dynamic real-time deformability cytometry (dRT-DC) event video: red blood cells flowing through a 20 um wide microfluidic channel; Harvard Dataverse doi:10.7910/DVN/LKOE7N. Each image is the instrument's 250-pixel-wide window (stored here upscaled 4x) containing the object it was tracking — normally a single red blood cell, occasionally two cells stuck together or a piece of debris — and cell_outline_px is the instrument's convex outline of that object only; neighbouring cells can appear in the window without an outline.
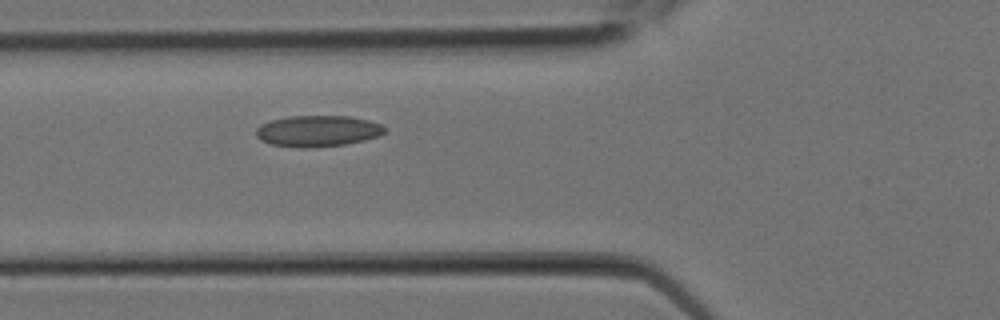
{"species": "Egyptian fruit bat (a non-hibernating species)", "species_latin": "Rousettus aegyptiacus", "temperature_condition": "room temperature", "stored_images_in_passage": 6, "camera_frame_rate_fps": 3000, "um_per_image_px": 0.085, "animal": {"sex": "female"}, "frame": {"image": 1, "passage_image": 6, "time_ms": 1.667, "image_size_px": [1000, 320], "cell_outline_px": [[384, 132], [380, 136], [364, 140], [344, 144], [308, 148], [300, 148], [272, 144], [260, 140], [256, 136], [256, 128], [260, 124], [272, 120], [288, 116], [348, 116], [368, 120], [380, 124], [384, 128]], "centroid_in_image_um": [26.97, 11.13], "position_along_channel_um": 98.8, "area_um2": 23.29}}